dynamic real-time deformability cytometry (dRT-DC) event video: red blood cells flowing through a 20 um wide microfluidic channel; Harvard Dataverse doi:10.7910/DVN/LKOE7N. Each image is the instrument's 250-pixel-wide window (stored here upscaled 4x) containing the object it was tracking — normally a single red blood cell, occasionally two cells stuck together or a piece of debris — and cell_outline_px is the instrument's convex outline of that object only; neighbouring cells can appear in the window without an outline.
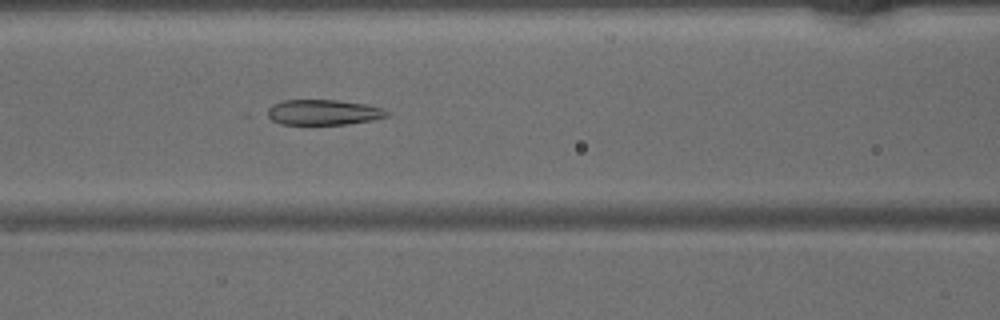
{"species": "common noctule bat (a hibernating species)", "species_latin": "Nyctalus noctula", "temperature_condition": "warm", "stored_images_in_passage": 47, "camera_frame_rate_fps": 3000, "um_per_image_px": 0.085, "animal": {"sex": "male", "body_mass_g": 15.6}, "frame": {"image": 1, "passage_image": 20, "time_ms": 6.333, "image_size_px": [1000, 320], "cell_outline_px": [[388, 116], [372, 120], [348, 124], [280, 124], [264, 116], [260, 112], [272, 104], [284, 100], [336, 100], [364, 104], [384, 108], [388, 112]], "centroid_in_image_um": [27.37, 9.54], "position_along_channel_um": 139.2, "area_um2": 17.98}}
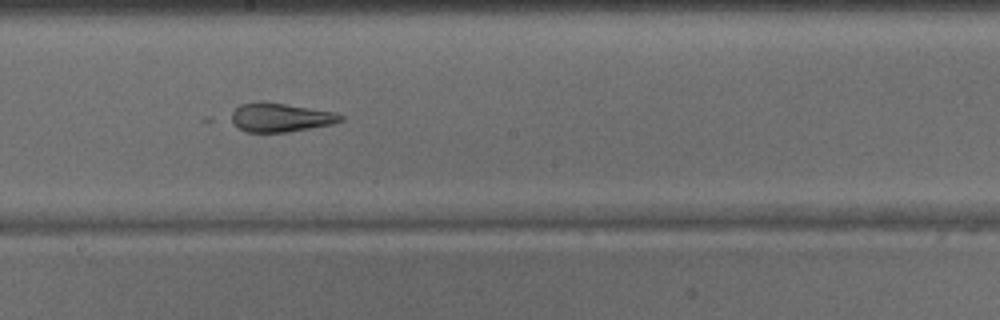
{"frame": {"image": 2, "passage_image": 26, "time_ms": 8.333, "image_size_px": [1000, 320], "cell_outline_px": [[344, 120], [332, 124], [288, 132], [248, 132], [240, 128], [228, 120], [232, 112], [240, 104], [256, 100], [260, 100], [336, 112], [344, 116]], "centroid_in_image_um": [23.81, 9.96], "position_along_channel_um": 224.4, "area_um2": 18.61}}
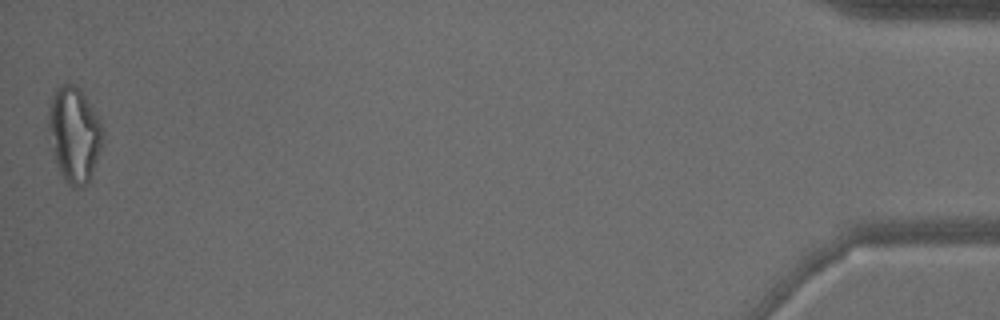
{"frame": {"image": 3, "passage_image": 47, "time_ms": 15.333, "image_size_px": [1000, 320], "cell_outline_px": [[104, 144], [88, 184], [80, 188], [72, 188], [64, 180], [60, 172], [52, 148], [48, 128], [48, 108], [52, 96], [56, 88], [64, 84], [72, 84], [84, 96], [96, 116], [100, 124], [104, 136]], "centroid_in_image_um": [6.31, 11.5], "position_along_channel_um": 428.9, "area_um2": 29.88}}